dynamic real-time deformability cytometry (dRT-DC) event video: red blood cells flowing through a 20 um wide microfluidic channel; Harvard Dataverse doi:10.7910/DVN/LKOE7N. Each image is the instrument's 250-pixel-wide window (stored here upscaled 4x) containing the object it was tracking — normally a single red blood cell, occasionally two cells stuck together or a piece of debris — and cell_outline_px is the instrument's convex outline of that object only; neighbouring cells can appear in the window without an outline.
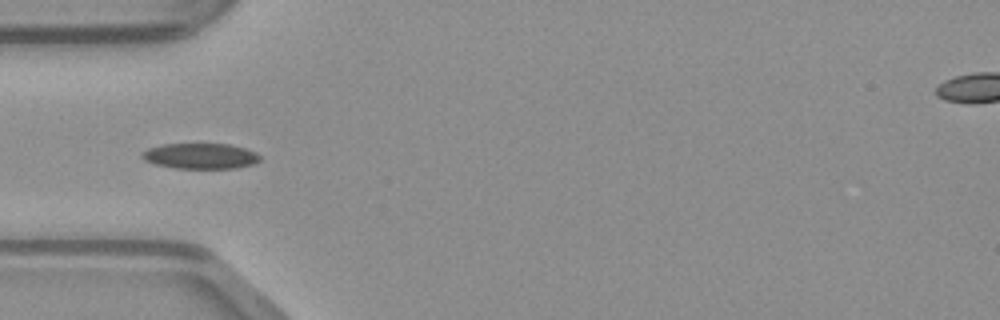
{"species": "common noctule bat (a hibernating species)", "species_latin": "Nyctalus noctula", "temperature_condition": "warm", "stored_images_in_passage": 35, "camera_frame_rate_fps": 3000, "um_per_image_px": 0.085, "animal": {"sex": "male", "body_mass_g": 23.1, "forearm_length_mm": 52.7}, "frame": {"image": 1, "passage_image": 15, "time_ms": 4.667, "image_size_px": [1000, 320], "cell_outline_px": [[260, 160], [256, 164], [236, 168], [176, 168], [156, 164], [144, 160], [140, 156], [140, 152], [148, 148], [164, 144], [228, 144], [244, 148], [256, 152], [260, 156]], "centroid_in_image_um": [17.04, 13.26], "position_along_channel_um": 68.0, "area_um2": 17.63}}
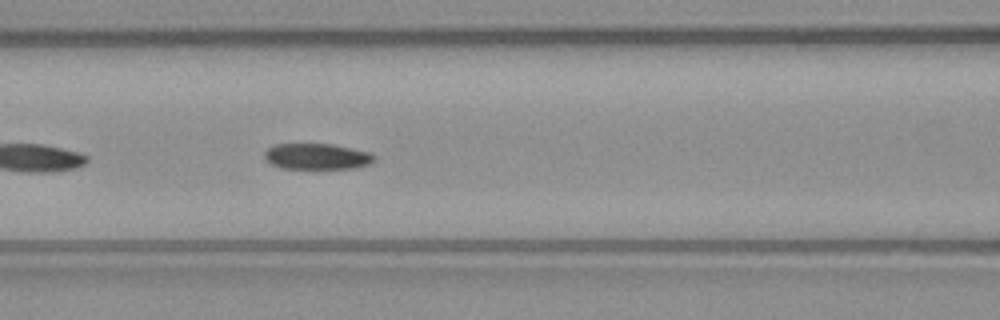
{"frame": {"image": 2, "passage_image": 20, "time_ms": 6.333, "image_size_px": [1000, 320], "cell_outline_px": [[376, 160], [368, 164], [356, 168], [316, 172], [280, 168], [272, 164], [264, 156], [264, 152], [268, 148], [276, 144], [332, 144], [372, 152], [376, 156]], "centroid_in_image_um": [26.99, 13.36], "position_along_channel_um": 139.6, "area_um2": 17.69}}